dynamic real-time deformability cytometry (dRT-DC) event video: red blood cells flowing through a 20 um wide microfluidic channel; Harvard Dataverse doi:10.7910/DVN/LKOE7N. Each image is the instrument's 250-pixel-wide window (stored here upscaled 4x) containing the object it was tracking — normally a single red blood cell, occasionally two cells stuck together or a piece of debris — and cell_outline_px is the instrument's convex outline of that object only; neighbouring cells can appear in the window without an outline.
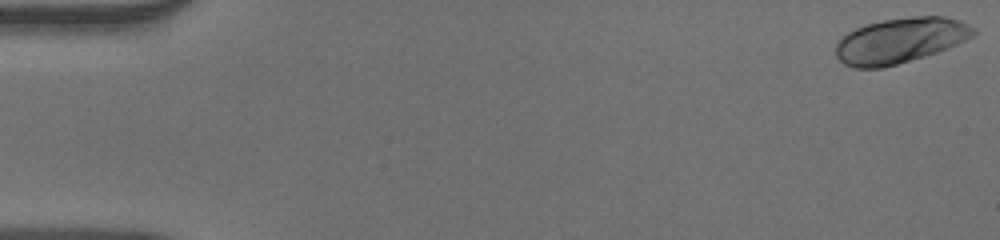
{"species": "human", "species_latin": "Homo sapiens", "temperature_condition": "warm", "stored_images_in_passage": 54, "camera_frame_rate_fps": 3000, "um_per_image_px": 0.085, "donor": {"sex": "male"}, "frame": {"image": 1, "passage_image": 1, "time_ms": 0.0, "image_size_px": [1000, 240], "cell_outline_px": [[976, 32], [972, 36], [948, 48], [924, 56], [896, 64], [880, 68], [856, 68], [844, 64], [836, 56], [836, 44], [848, 32], [856, 28], [868, 24], [884, 20], [912, 16], [940, 16], [960, 20], [976, 28]], "centroid_in_image_um": [76.52, 3.44], "position_along_channel_um": 8.5, "area_um2": 35.95}}
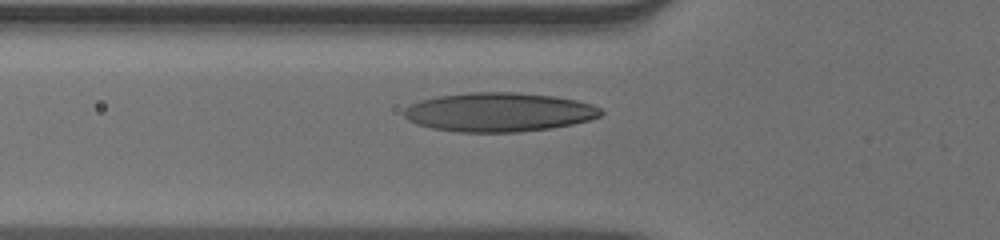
{"frame": {"image": 2, "passage_image": 20, "time_ms": 6.333, "image_size_px": [1000, 240], "cell_outline_px": [[604, 112], [600, 116], [588, 120], [572, 124], [552, 128], [516, 132], [460, 132], [432, 128], [416, 124], [408, 120], [400, 112], [408, 104], [420, 100], [440, 96], [468, 92], [516, 92], [552, 96], [576, 100], [592, 104], [600, 108]], "centroid_in_image_um": [42.36, 9.53], "position_along_channel_um": 83.4, "area_um2": 44.97}}
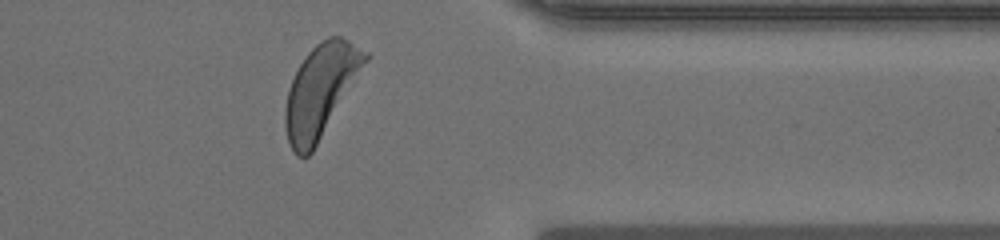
{"frame": {"image": 3, "passage_image": 44, "time_ms": 14.333, "image_size_px": [1000, 240], "cell_outline_px": [[372, 56], [312, 152], [308, 156], [296, 156], [288, 140], [284, 128], [284, 108], [288, 92], [292, 80], [300, 64], [308, 52], [316, 44], [328, 36], [340, 36], [348, 40], [368, 52]], "centroid_in_image_um": [27.28, 7.68], "position_along_channel_um": 384.1, "area_um2": 42.83}, "authors_computed_cell_mechanics": {"area_um2": 40.9224, "velocity_mm_per_s": 3.8918, "shape_relaxation_time_tau1_ms": 2.4273, "shape_relaxation_time_tau2_ms": 0.7767, "deformation_change_tau1": 0.158, "deformation_change_tau2": 0.07}}